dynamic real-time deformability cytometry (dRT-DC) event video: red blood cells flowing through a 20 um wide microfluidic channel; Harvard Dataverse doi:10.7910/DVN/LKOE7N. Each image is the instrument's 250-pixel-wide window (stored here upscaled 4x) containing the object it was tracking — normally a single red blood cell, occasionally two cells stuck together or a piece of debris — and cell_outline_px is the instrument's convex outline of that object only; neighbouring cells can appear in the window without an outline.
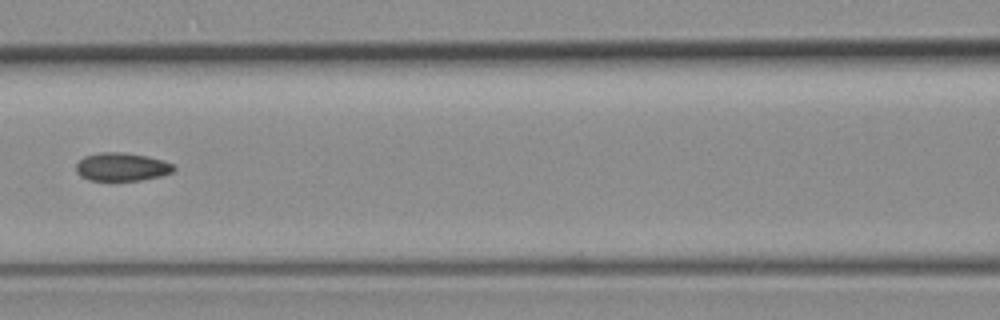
{"species": "common noctule bat (a hibernating species)", "species_latin": "Nyctalus noctula", "temperature_condition": "room temperature", "stored_images_in_passage": 13, "camera_frame_rate_fps": 3000, "um_per_image_px": 0.085, "animal": {"sex": "female", "body_mass_g": 19.3, "forearm_length_mm": 54.1}, "frame": {"image": 1, "passage_image": 6, "time_ms": 7.0, "image_size_px": [1000, 320], "cell_outline_px": [[176, 168], [172, 172], [160, 176], [140, 180], [88, 180], [80, 176], [76, 172], [76, 164], [84, 156], [100, 152], [124, 152], [148, 156], [164, 160], [176, 164]], "centroid_in_image_um": [10.37, 14.17], "position_along_channel_um": 156.2, "area_um2": 16.24}}
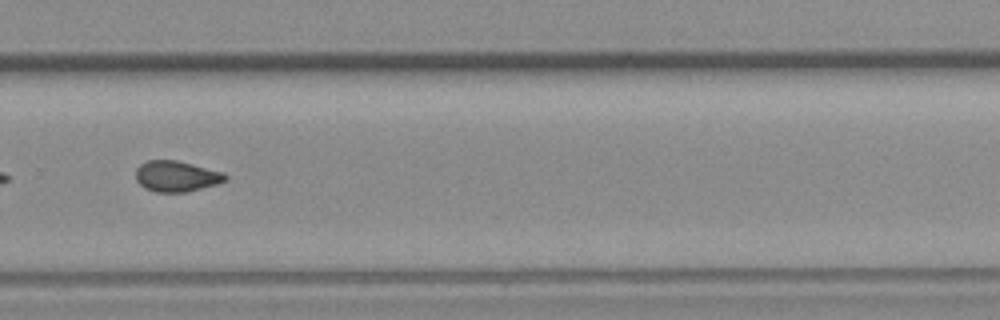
{"frame": {"image": 2, "passage_image": 10, "time_ms": 11.333, "image_size_px": [1000, 320], "cell_outline_px": [[228, 180], [216, 184], [188, 192], [156, 192], [144, 188], [136, 180], [136, 168], [140, 164], [148, 160], [176, 160], [224, 172], [228, 176]], "centroid_in_image_um": [15.0, 14.98], "position_along_channel_um": 314.8, "area_um2": 16.18}}
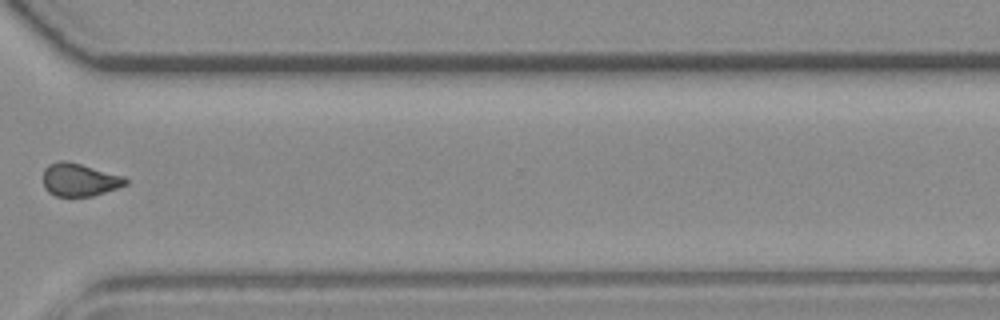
{"frame": {"image": 3, "passage_image": 11, "time_ms": 12.667, "image_size_px": [1000, 320], "cell_outline_px": [[128, 184], [92, 196], [56, 196], [48, 192], [44, 188], [44, 168], [48, 164], [60, 160], [68, 160], [124, 176], [128, 180]], "centroid_in_image_um": [6.74, 15.26], "position_along_channel_um": 363.9, "area_um2": 15.9}}